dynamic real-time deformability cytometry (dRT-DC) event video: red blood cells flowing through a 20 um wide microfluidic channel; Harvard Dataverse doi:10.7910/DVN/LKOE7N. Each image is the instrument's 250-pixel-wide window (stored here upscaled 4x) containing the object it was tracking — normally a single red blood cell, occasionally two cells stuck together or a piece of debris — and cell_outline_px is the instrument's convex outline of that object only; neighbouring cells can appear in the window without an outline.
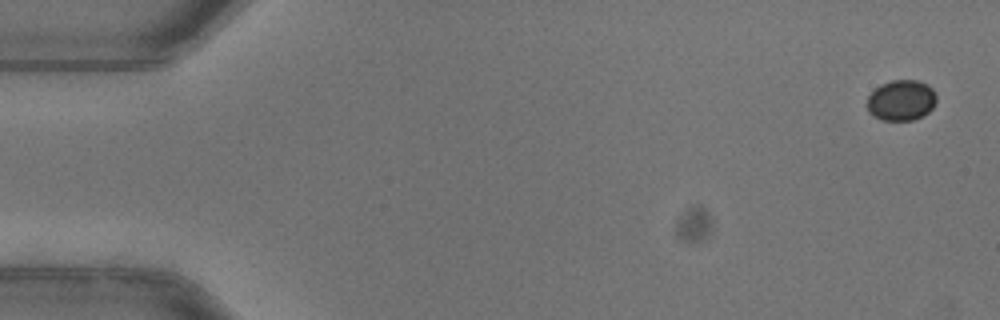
{"species": "common noctule bat (a hibernating species)", "species_latin": "Nyctalus noctula", "temperature_condition": "warm", "stored_images_in_passage": 52, "camera_frame_rate_fps": 3000, "um_per_image_px": 0.085, "animal": {"sex": "female"}, "frame": {"image": 1, "passage_image": 1, "time_ms": 0.0, "image_size_px": [1000, 320], "cell_outline_px": [[936, 100], [932, 108], [928, 112], [912, 120], [880, 120], [872, 116], [868, 112], [868, 96], [880, 84], [892, 80], [916, 80], [928, 84], [932, 88], [936, 96]], "centroid_in_image_um": [76.59, 8.52], "position_along_channel_um": 8.4, "area_um2": 16.42}}
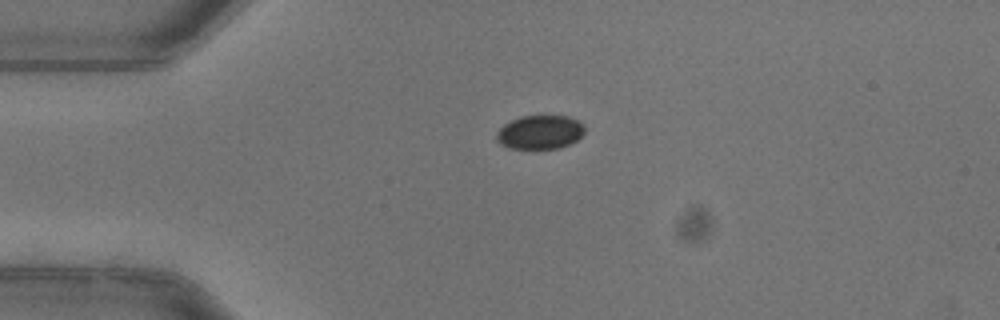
{"frame": {"image": 2, "passage_image": 12, "time_ms": 3.667, "image_size_px": [1000, 320], "cell_outline_px": [[584, 132], [576, 140], [560, 148], [508, 148], [500, 144], [496, 140], [496, 132], [504, 124], [520, 116], [568, 116], [584, 124]], "centroid_in_image_um": [45.87, 11.23], "position_along_channel_um": 39.1, "area_um2": 17.28}}
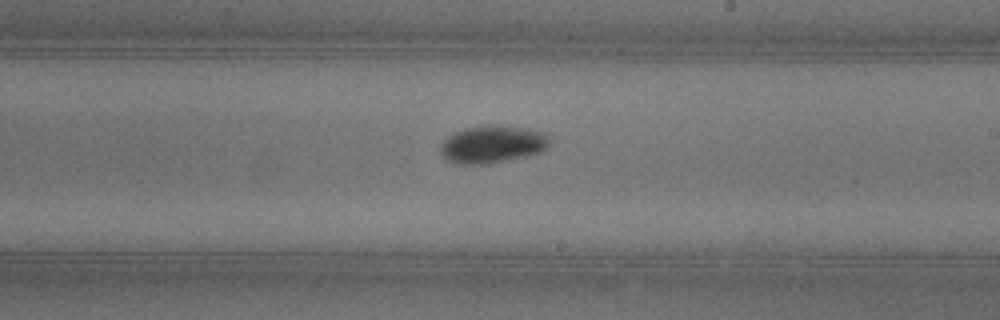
{"frame": {"image": 3, "passage_image": 30, "time_ms": 9.667, "image_size_px": [1000, 320], "cell_outline_px": [[552, 144], [540, 152], [528, 156], [488, 164], [452, 164], [444, 160], [440, 156], [440, 144], [448, 136], [464, 128], [488, 124], [524, 128], [544, 132], [552, 136]], "centroid_in_image_um": [41.86, 12.28], "position_along_channel_um": 247.1, "area_um2": 24.51}, "authors_computed_cell_mechanics": {"area_um2": 20.3745, "velocity_mm_per_s": 3.9709, "shape_relaxation_time_tau1_ms": 3.4277, "shape_relaxation_time_tau2_ms": null, "deformation_change_tau1": 0.122, "deformation_change_tau2": null}}